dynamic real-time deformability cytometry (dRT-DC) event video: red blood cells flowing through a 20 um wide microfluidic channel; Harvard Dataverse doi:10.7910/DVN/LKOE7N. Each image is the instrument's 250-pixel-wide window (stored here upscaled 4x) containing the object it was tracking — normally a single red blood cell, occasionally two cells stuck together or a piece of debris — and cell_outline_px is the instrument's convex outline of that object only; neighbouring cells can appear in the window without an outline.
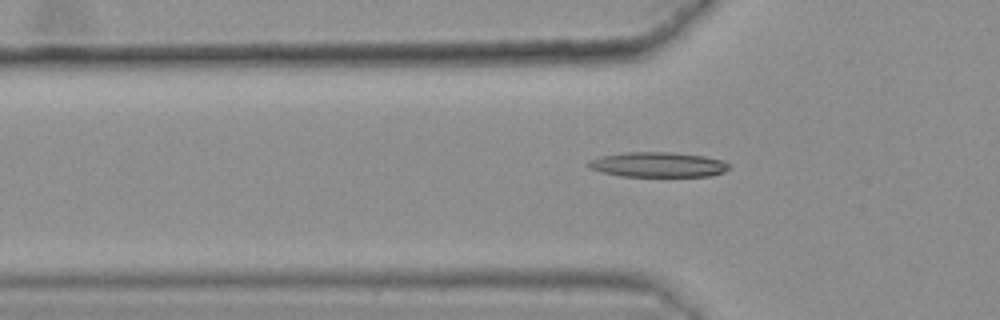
{"species": "common noctule bat (a hibernating species)", "species_latin": "Nyctalus noctula", "temperature_condition": "warm", "stored_images_in_passage": 42, "camera_frame_rate_fps": 3000, "um_per_image_px": 0.085, "animal": {"sex": "female", "body_mass_g": 25.1}, "frame": {"image": 1, "passage_image": 11, "time_ms": 3.333, "image_size_px": [1000, 320], "cell_outline_px": [[732, 168], [724, 172], [708, 176], [620, 176], [600, 172], [588, 168], [584, 164], [588, 160], [600, 156], [624, 152], [672, 152], [704, 156], [724, 160], [732, 164]], "centroid_in_image_um": [55.91, 13.99], "position_along_channel_um": 69.9, "area_um2": 20.92}}
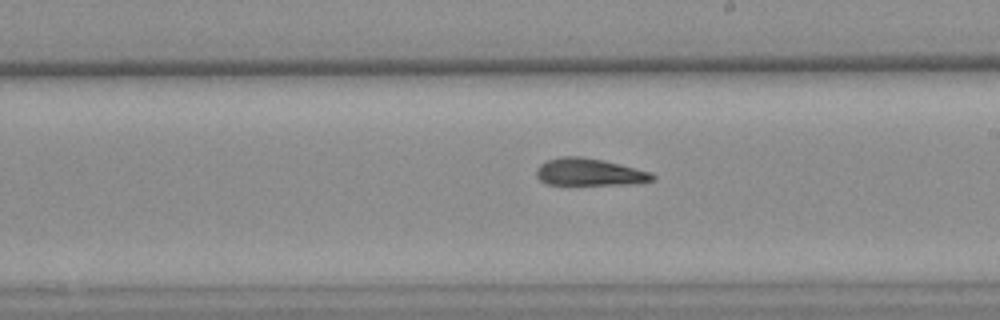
{"frame": {"image": 2, "passage_image": 25, "time_ms": 8.0, "image_size_px": [1000, 320], "cell_outline_px": [[656, 180], [632, 184], [548, 184], [540, 180], [536, 176], [536, 168], [540, 164], [548, 160], [560, 156], [580, 156], [620, 164], [652, 172], [656, 176]], "centroid_in_image_um": [50.12, 14.63], "position_along_channel_um": 238.9, "area_um2": 18.38}}
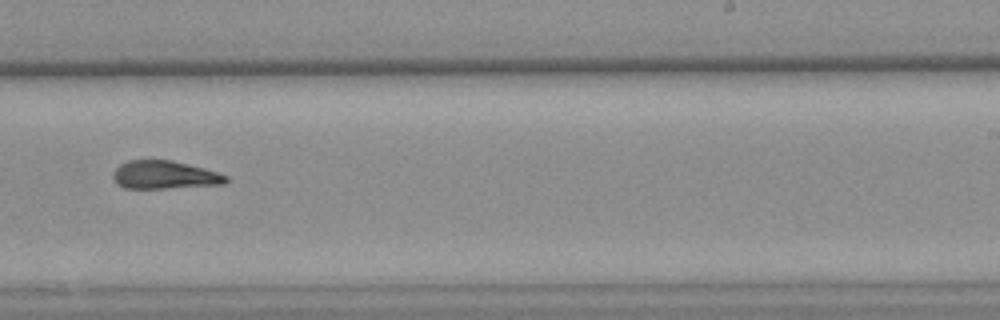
{"frame": {"image": 3, "passage_image": 28, "time_ms": 9.0, "image_size_px": [1000, 320], "cell_outline_px": [[228, 180], [224, 184], [164, 188], [124, 188], [116, 184], [112, 176], [112, 172], [120, 164], [128, 160], [172, 160], [204, 168], [228, 176]], "centroid_in_image_um": [13.95, 14.86], "position_along_channel_um": 275.1, "area_um2": 18.5}, "authors_computed_cell_mechanics": {"area_um2": 19.363, "velocity_mm_per_s": 3.6254, "shape_relaxation_time_tau1_ms": null, "shape_relaxation_time_tau2_ms": 1.9155, "deformation_change_tau1": null, "deformation_change_tau2": 0.1285}}